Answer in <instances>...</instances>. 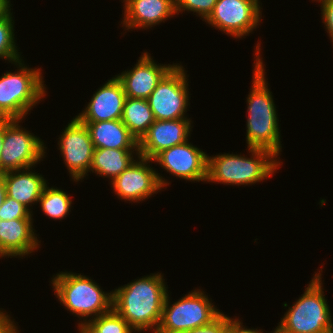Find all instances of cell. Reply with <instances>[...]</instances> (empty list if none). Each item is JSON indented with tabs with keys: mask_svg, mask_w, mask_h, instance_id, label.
Here are the masks:
<instances>
[{
	"mask_svg": "<svg viewBox=\"0 0 333 333\" xmlns=\"http://www.w3.org/2000/svg\"><path fill=\"white\" fill-rule=\"evenodd\" d=\"M82 123L88 128L94 148L138 149V141L121 119Z\"/></svg>",
	"mask_w": 333,
	"mask_h": 333,
	"instance_id": "cell-20",
	"label": "cell"
},
{
	"mask_svg": "<svg viewBox=\"0 0 333 333\" xmlns=\"http://www.w3.org/2000/svg\"><path fill=\"white\" fill-rule=\"evenodd\" d=\"M121 21L125 30L150 29L176 14L175 0H127Z\"/></svg>",
	"mask_w": 333,
	"mask_h": 333,
	"instance_id": "cell-17",
	"label": "cell"
},
{
	"mask_svg": "<svg viewBox=\"0 0 333 333\" xmlns=\"http://www.w3.org/2000/svg\"><path fill=\"white\" fill-rule=\"evenodd\" d=\"M185 68L176 64L147 98L155 120H177L185 115L189 103L188 77Z\"/></svg>",
	"mask_w": 333,
	"mask_h": 333,
	"instance_id": "cell-9",
	"label": "cell"
},
{
	"mask_svg": "<svg viewBox=\"0 0 333 333\" xmlns=\"http://www.w3.org/2000/svg\"><path fill=\"white\" fill-rule=\"evenodd\" d=\"M163 277L159 272L152 273L112 290V309L128 322L135 333L151 329L156 333L168 293Z\"/></svg>",
	"mask_w": 333,
	"mask_h": 333,
	"instance_id": "cell-1",
	"label": "cell"
},
{
	"mask_svg": "<svg viewBox=\"0 0 333 333\" xmlns=\"http://www.w3.org/2000/svg\"><path fill=\"white\" fill-rule=\"evenodd\" d=\"M151 161L139 156L119 176L110 181L111 188L119 199L139 203L169 186L170 182L148 165Z\"/></svg>",
	"mask_w": 333,
	"mask_h": 333,
	"instance_id": "cell-11",
	"label": "cell"
},
{
	"mask_svg": "<svg viewBox=\"0 0 333 333\" xmlns=\"http://www.w3.org/2000/svg\"><path fill=\"white\" fill-rule=\"evenodd\" d=\"M13 64L17 72L6 71L0 77V118L23 120L47 91L39 68L27 67L23 59Z\"/></svg>",
	"mask_w": 333,
	"mask_h": 333,
	"instance_id": "cell-6",
	"label": "cell"
},
{
	"mask_svg": "<svg viewBox=\"0 0 333 333\" xmlns=\"http://www.w3.org/2000/svg\"><path fill=\"white\" fill-rule=\"evenodd\" d=\"M261 43L256 44L252 86L247 97L246 145L270 150L279 158L282 151L279 120L272 92L265 77Z\"/></svg>",
	"mask_w": 333,
	"mask_h": 333,
	"instance_id": "cell-2",
	"label": "cell"
},
{
	"mask_svg": "<svg viewBox=\"0 0 333 333\" xmlns=\"http://www.w3.org/2000/svg\"><path fill=\"white\" fill-rule=\"evenodd\" d=\"M54 276L51 278L54 295L69 312L79 317L81 323L112 310V291L104 292L89 277L66 271Z\"/></svg>",
	"mask_w": 333,
	"mask_h": 333,
	"instance_id": "cell-5",
	"label": "cell"
},
{
	"mask_svg": "<svg viewBox=\"0 0 333 333\" xmlns=\"http://www.w3.org/2000/svg\"><path fill=\"white\" fill-rule=\"evenodd\" d=\"M148 52H143L131 70L115 75L121 82L126 97L146 99L163 77L176 65L157 64Z\"/></svg>",
	"mask_w": 333,
	"mask_h": 333,
	"instance_id": "cell-14",
	"label": "cell"
},
{
	"mask_svg": "<svg viewBox=\"0 0 333 333\" xmlns=\"http://www.w3.org/2000/svg\"><path fill=\"white\" fill-rule=\"evenodd\" d=\"M33 219L0 220V257L28 256L39 249Z\"/></svg>",
	"mask_w": 333,
	"mask_h": 333,
	"instance_id": "cell-18",
	"label": "cell"
},
{
	"mask_svg": "<svg viewBox=\"0 0 333 333\" xmlns=\"http://www.w3.org/2000/svg\"><path fill=\"white\" fill-rule=\"evenodd\" d=\"M221 314L203 290L194 289L173 304L168 292L156 333H184L211 324Z\"/></svg>",
	"mask_w": 333,
	"mask_h": 333,
	"instance_id": "cell-7",
	"label": "cell"
},
{
	"mask_svg": "<svg viewBox=\"0 0 333 333\" xmlns=\"http://www.w3.org/2000/svg\"><path fill=\"white\" fill-rule=\"evenodd\" d=\"M152 162L159 163L171 175L187 181L206 182L207 154L187 140L158 153Z\"/></svg>",
	"mask_w": 333,
	"mask_h": 333,
	"instance_id": "cell-13",
	"label": "cell"
},
{
	"mask_svg": "<svg viewBox=\"0 0 333 333\" xmlns=\"http://www.w3.org/2000/svg\"><path fill=\"white\" fill-rule=\"evenodd\" d=\"M190 118L155 120L138 142L139 156L153 159L161 151L189 140L192 131Z\"/></svg>",
	"mask_w": 333,
	"mask_h": 333,
	"instance_id": "cell-15",
	"label": "cell"
},
{
	"mask_svg": "<svg viewBox=\"0 0 333 333\" xmlns=\"http://www.w3.org/2000/svg\"><path fill=\"white\" fill-rule=\"evenodd\" d=\"M121 121L139 142L155 118L146 99L126 97Z\"/></svg>",
	"mask_w": 333,
	"mask_h": 333,
	"instance_id": "cell-22",
	"label": "cell"
},
{
	"mask_svg": "<svg viewBox=\"0 0 333 333\" xmlns=\"http://www.w3.org/2000/svg\"><path fill=\"white\" fill-rule=\"evenodd\" d=\"M320 268L271 333H333V320L324 295L323 271Z\"/></svg>",
	"mask_w": 333,
	"mask_h": 333,
	"instance_id": "cell-4",
	"label": "cell"
},
{
	"mask_svg": "<svg viewBox=\"0 0 333 333\" xmlns=\"http://www.w3.org/2000/svg\"><path fill=\"white\" fill-rule=\"evenodd\" d=\"M11 5L10 0H0V19L11 10Z\"/></svg>",
	"mask_w": 333,
	"mask_h": 333,
	"instance_id": "cell-33",
	"label": "cell"
},
{
	"mask_svg": "<svg viewBox=\"0 0 333 333\" xmlns=\"http://www.w3.org/2000/svg\"><path fill=\"white\" fill-rule=\"evenodd\" d=\"M22 120L4 118V140L0 155V174L36 164L45 158L47 148L42 139L21 127Z\"/></svg>",
	"mask_w": 333,
	"mask_h": 333,
	"instance_id": "cell-8",
	"label": "cell"
},
{
	"mask_svg": "<svg viewBox=\"0 0 333 333\" xmlns=\"http://www.w3.org/2000/svg\"><path fill=\"white\" fill-rule=\"evenodd\" d=\"M250 157L241 154L207 155V182L252 185L268 179L280 168V160L270 150L250 148Z\"/></svg>",
	"mask_w": 333,
	"mask_h": 333,
	"instance_id": "cell-3",
	"label": "cell"
},
{
	"mask_svg": "<svg viewBox=\"0 0 333 333\" xmlns=\"http://www.w3.org/2000/svg\"><path fill=\"white\" fill-rule=\"evenodd\" d=\"M14 319L11 320L10 315L6 314L0 308V333H19Z\"/></svg>",
	"mask_w": 333,
	"mask_h": 333,
	"instance_id": "cell-31",
	"label": "cell"
},
{
	"mask_svg": "<svg viewBox=\"0 0 333 333\" xmlns=\"http://www.w3.org/2000/svg\"><path fill=\"white\" fill-rule=\"evenodd\" d=\"M320 2L321 4V17L322 23L325 25L326 32L329 34V38H331V42H333V0H315Z\"/></svg>",
	"mask_w": 333,
	"mask_h": 333,
	"instance_id": "cell-29",
	"label": "cell"
},
{
	"mask_svg": "<svg viewBox=\"0 0 333 333\" xmlns=\"http://www.w3.org/2000/svg\"><path fill=\"white\" fill-rule=\"evenodd\" d=\"M3 140H4V118H0V155L3 149Z\"/></svg>",
	"mask_w": 333,
	"mask_h": 333,
	"instance_id": "cell-35",
	"label": "cell"
},
{
	"mask_svg": "<svg viewBox=\"0 0 333 333\" xmlns=\"http://www.w3.org/2000/svg\"><path fill=\"white\" fill-rule=\"evenodd\" d=\"M41 210L51 219L63 220L71 212L70 196L58 187L45 185L38 200Z\"/></svg>",
	"mask_w": 333,
	"mask_h": 333,
	"instance_id": "cell-23",
	"label": "cell"
},
{
	"mask_svg": "<svg viewBox=\"0 0 333 333\" xmlns=\"http://www.w3.org/2000/svg\"><path fill=\"white\" fill-rule=\"evenodd\" d=\"M259 0H217L205 22L235 39L248 36L260 25Z\"/></svg>",
	"mask_w": 333,
	"mask_h": 333,
	"instance_id": "cell-10",
	"label": "cell"
},
{
	"mask_svg": "<svg viewBox=\"0 0 333 333\" xmlns=\"http://www.w3.org/2000/svg\"><path fill=\"white\" fill-rule=\"evenodd\" d=\"M2 175L7 196L20 202L28 209L32 204L38 203L47 184V180L40 173L33 172L32 167L5 172Z\"/></svg>",
	"mask_w": 333,
	"mask_h": 333,
	"instance_id": "cell-19",
	"label": "cell"
},
{
	"mask_svg": "<svg viewBox=\"0 0 333 333\" xmlns=\"http://www.w3.org/2000/svg\"><path fill=\"white\" fill-rule=\"evenodd\" d=\"M79 333H101L89 321L78 324Z\"/></svg>",
	"mask_w": 333,
	"mask_h": 333,
	"instance_id": "cell-32",
	"label": "cell"
},
{
	"mask_svg": "<svg viewBox=\"0 0 333 333\" xmlns=\"http://www.w3.org/2000/svg\"><path fill=\"white\" fill-rule=\"evenodd\" d=\"M6 185L3 179V175L0 174V207L2 206L6 197Z\"/></svg>",
	"mask_w": 333,
	"mask_h": 333,
	"instance_id": "cell-34",
	"label": "cell"
},
{
	"mask_svg": "<svg viewBox=\"0 0 333 333\" xmlns=\"http://www.w3.org/2000/svg\"><path fill=\"white\" fill-rule=\"evenodd\" d=\"M58 139V149L71 180L82 181L88 176L95 149L88 128L75 116Z\"/></svg>",
	"mask_w": 333,
	"mask_h": 333,
	"instance_id": "cell-12",
	"label": "cell"
},
{
	"mask_svg": "<svg viewBox=\"0 0 333 333\" xmlns=\"http://www.w3.org/2000/svg\"><path fill=\"white\" fill-rule=\"evenodd\" d=\"M11 10L0 19V58L8 60L10 63L21 60V54L18 52L14 34V17Z\"/></svg>",
	"mask_w": 333,
	"mask_h": 333,
	"instance_id": "cell-24",
	"label": "cell"
},
{
	"mask_svg": "<svg viewBox=\"0 0 333 333\" xmlns=\"http://www.w3.org/2000/svg\"><path fill=\"white\" fill-rule=\"evenodd\" d=\"M126 94L117 77H112L97 89L82 113L76 115L81 122L111 121L122 118Z\"/></svg>",
	"mask_w": 333,
	"mask_h": 333,
	"instance_id": "cell-16",
	"label": "cell"
},
{
	"mask_svg": "<svg viewBox=\"0 0 333 333\" xmlns=\"http://www.w3.org/2000/svg\"><path fill=\"white\" fill-rule=\"evenodd\" d=\"M238 318H230L227 315V331L226 333H263L262 330L246 328Z\"/></svg>",
	"mask_w": 333,
	"mask_h": 333,
	"instance_id": "cell-30",
	"label": "cell"
},
{
	"mask_svg": "<svg viewBox=\"0 0 333 333\" xmlns=\"http://www.w3.org/2000/svg\"><path fill=\"white\" fill-rule=\"evenodd\" d=\"M31 208L28 209L20 202L6 195L0 207V220L33 219Z\"/></svg>",
	"mask_w": 333,
	"mask_h": 333,
	"instance_id": "cell-27",
	"label": "cell"
},
{
	"mask_svg": "<svg viewBox=\"0 0 333 333\" xmlns=\"http://www.w3.org/2000/svg\"><path fill=\"white\" fill-rule=\"evenodd\" d=\"M175 2L176 15L179 12L189 11L196 13L200 19L203 18V21H205L212 13L217 0H175Z\"/></svg>",
	"mask_w": 333,
	"mask_h": 333,
	"instance_id": "cell-26",
	"label": "cell"
},
{
	"mask_svg": "<svg viewBox=\"0 0 333 333\" xmlns=\"http://www.w3.org/2000/svg\"><path fill=\"white\" fill-rule=\"evenodd\" d=\"M101 333H134L128 322L113 309L89 321Z\"/></svg>",
	"mask_w": 333,
	"mask_h": 333,
	"instance_id": "cell-25",
	"label": "cell"
},
{
	"mask_svg": "<svg viewBox=\"0 0 333 333\" xmlns=\"http://www.w3.org/2000/svg\"><path fill=\"white\" fill-rule=\"evenodd\" d=\"M227 316L222 313L211 324L185 331L184 333H226Z\"/></svg>",
	"mask_w": 333,
	"mask_h": 333,
	"instance_id": "cell-28",
	"label": "cell"
},
{
	"mask_svg": "<svg viewBox=\"0 0 333 333\" xmlns=\"http://www.w3.org/2000/svg\"><path fill=\"white\" fill-rule=\"evenodd\" d=\"M136 155H135V154ZM139 157V149L95 148L89 172L114 180Z\"/></svg>",
	"mask_w": 333,
	"mask_h": 333,
	"instance_id": "cell-21",
	"label": "cell"
}]
</instances>
